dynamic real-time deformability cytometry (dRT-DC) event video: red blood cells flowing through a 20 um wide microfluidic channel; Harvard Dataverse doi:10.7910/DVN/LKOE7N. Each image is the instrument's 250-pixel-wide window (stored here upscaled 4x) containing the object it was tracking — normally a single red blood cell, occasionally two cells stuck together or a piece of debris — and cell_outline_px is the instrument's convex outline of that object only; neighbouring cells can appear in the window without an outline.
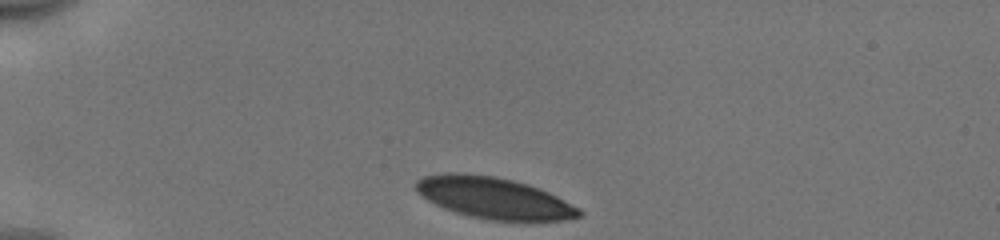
{"species": "human", "species_latin": "Homo sapiens", "temperature_condition": "cold", "stored_images_in_passage": 33, "camera_frame_rate_fps": 3000, "um_per_image_px": 0.085, "donor": {"sex": "male"}, "frame": {"image": 1, "passage_image": 1, "time_ms": 0.0, "image_size_px": [1000, 240], "cell_outline_px": [[584, 212], [580, 216], [560, 220], [524, 224], [492, 220], [468, 216], [444, 208], [428, 200], [416, 192], [416, 180], [424, 176], [448, 172], [464, 172], [492, 176], [512, 180], [528, 184], [548, 192], [580, 208]], "centroid_in_image_um": [42.02, 16.86], "position_along_channel_um": 43.0, "area_um2": 40.11}}
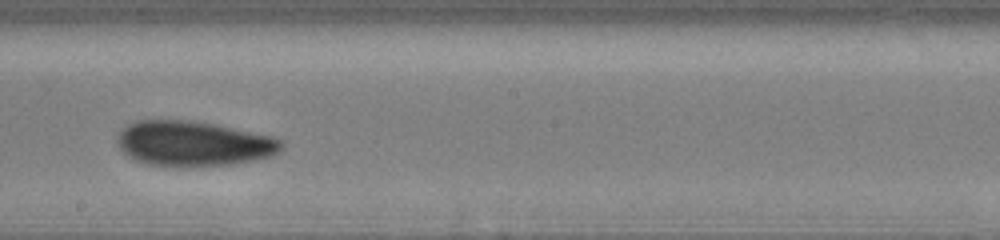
{"frame": {"image": 2, "passage_image": 19, "time_ms": 6.0, "image_size_px": [1000, 240], "cell_outline_px": [[284, 144], [280, 152], [272, 156], [256, 160], [232, 164], [148, 164], [136, 160], [128, 156], [120, 148], [116, 140], [116, 136], [128, 124], [136, 120], [192, 120], [216, 124], [272, 136], [284, 140]], "centroid_in_image_um": [16.49, 12.16], "position_along_channel_um": 231.7, "area_um2": 42.6}}
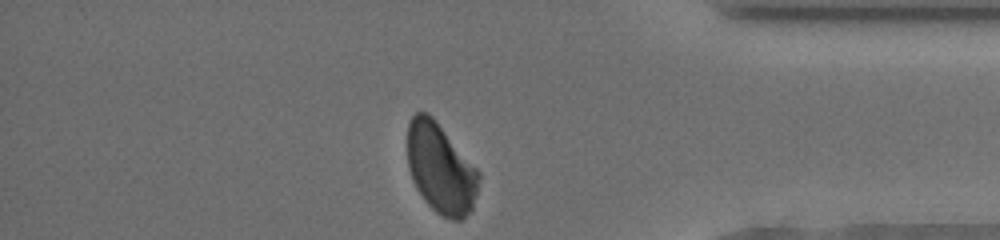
{"frame": {"image": 3, "passage_image": 33, "time_ms": 10.667, "image_size_px": [1000, 240], "cell_outline_px": [[480, 180], [472, 208], [460, 220], [452, 220], [436, 212], [424, 200], [416, 188], [412, 180], [408, 168], [408, 124], [412, 116], [416, 112], [428, 112], [436, 120], [480, 172]], "centroid_in_image_um": [37.45, 14.3], "position_along_channel_um": 397.8, "area_um2": 37.28}, "authors_computed_cell_mechanics": {"area_um2": 42.5986, "velocity_mm_per_s": 3.9378, "shape_relaxation_time_tau1_ms": 3.8078, "shape_relaxation_time_tau2_ms": 1.7677, "deformation_change_tau1": 0.116, "deformation_change_tau2": 0.059}}